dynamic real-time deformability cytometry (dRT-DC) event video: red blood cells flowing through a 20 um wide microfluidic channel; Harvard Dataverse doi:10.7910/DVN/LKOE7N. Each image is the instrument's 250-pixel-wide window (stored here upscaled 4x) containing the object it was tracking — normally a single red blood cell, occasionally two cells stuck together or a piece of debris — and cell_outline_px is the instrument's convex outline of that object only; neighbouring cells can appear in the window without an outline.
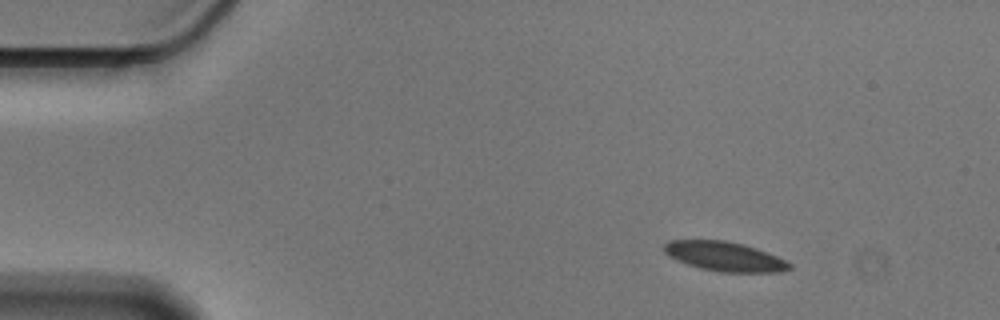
{"species": "Egyptian fruit bat (a non-hibernating species)", "species_latin": "Rousettus aegyptiacus", "temperature_condition": "cold", "stored_images_in_passage": 10, "camera_frame_rate_fps": 3000, "um_per_image_px": 0.085, "animal": {"sex": "male"}, "frame": {"image": 1, "passage_image": 10, "time_ms": 3.0, "image_size_px": [1000, 320], "cell_outline_px": [[792, 268], [780, 272], [720, 272], [700, 268], [676, 260], [668, 256], [664, 252], [664, 244], [668, 240], [724, 240], [744, 244], [756, 248], [776, 256], [792, 264]], "centroid_in_image_um": [61.57, 21.79], "position_along_channel_um": 23.4, "area_um2": 21.5}}